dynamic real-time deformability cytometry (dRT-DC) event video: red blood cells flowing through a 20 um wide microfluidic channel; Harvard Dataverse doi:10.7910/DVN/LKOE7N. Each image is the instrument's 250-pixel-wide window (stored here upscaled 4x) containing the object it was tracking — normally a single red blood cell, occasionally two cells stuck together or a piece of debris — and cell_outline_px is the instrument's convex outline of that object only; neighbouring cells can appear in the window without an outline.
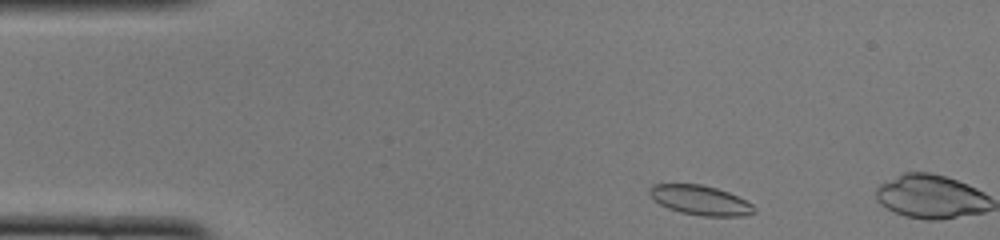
{"species": "common noctule bat (a hibernating species)", "species_latin": "Nyctalus noctula", "temperature_condition": "cold", "stored_images_in_passage": 5, "camera_frame_rate_fps": 3000, "um_per_image_px": 0.085, "animal": {"sex": "female", "body_mass_g": 22.0, "forearm_length_mm": 56.7}, "frame": {"image": 1, "passage_image": 2, "time_ms": 0.333, "image_size_px": [1000, 240], "cell_outline_px": [[756, 212], [744, 216], [704, 216], [680, 212], [668, 208], [660, 204], [648, 192], [648, 188], [652, 184], [700, 184], [716, 188], [728, 192], [752, 204], [756, 208]], "centroid_in_image_um": [59.53, 17.02], "position_along_channel_um": 25.5, "area_um2": 17.92}}